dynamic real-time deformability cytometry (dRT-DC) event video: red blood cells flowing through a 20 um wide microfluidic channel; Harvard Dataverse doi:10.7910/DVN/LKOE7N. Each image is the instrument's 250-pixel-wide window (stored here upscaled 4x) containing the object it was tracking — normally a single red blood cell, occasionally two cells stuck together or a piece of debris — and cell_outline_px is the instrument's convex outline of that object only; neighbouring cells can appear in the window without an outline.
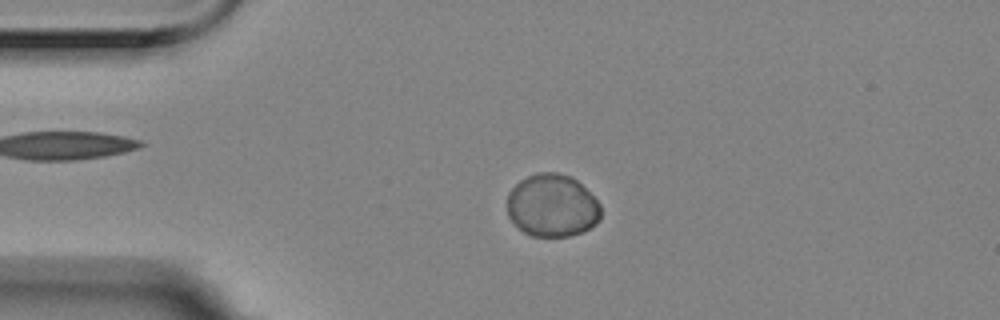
{"species": "Egyptian fruit bat (a non-hibernating species)", "species_latin": "Rousettus aegyptiacus", "temperature_condition": "room temperature", "stored_images_in_passage": 57, "camera_frame_rate_fps": 3000, "um_per_image_px": 0.085, "animal": {"sex": "female"}, "frame": {"image": 1, "passage_image": 13, "time_ms": 4.0, "image_size_px": [1000, 320], "cell_outline_px": [[600, 220], [596, 224], [580, 232], [568, 236], [532, 236], [524, 232], [508, 216], [508, 192], [520, 180], [528, 176], [540, 172], [556, 172], [568, 176], [576, 180], [600, 204]], "centroid_in_image_um": [46.92, 17.47], "position_along_channel_um": 38.1, "area_um2": 33.81}}
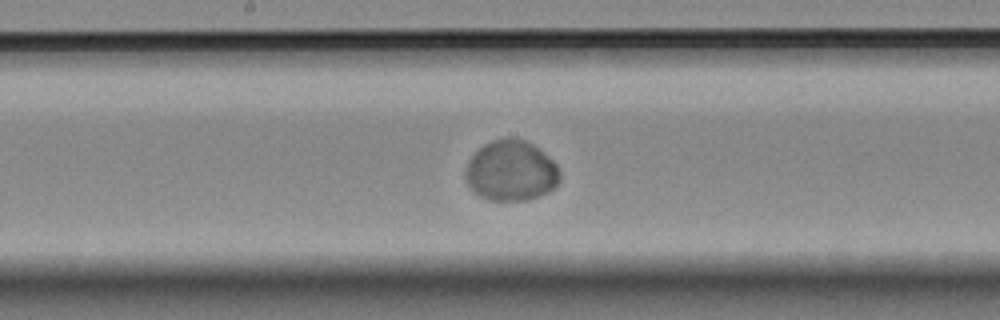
{"frame": {"image": 2, "passage_image": 30, "time_ms": 9.667, "image_size_px": [1000, 320], "cell_outline_px": [[560, 180], [556, 188], [540, 196], [528, 200], [492, 200], [480, 196], [472, 192], [464, 176], [468, 160], [484, 144], [492, 140], [524, 140], [532, 144], [548, 156], [556, 164], [560, 172]], "centroid_in_image_um": [43.45, 14.56], "position_along_channel_um": 204.8, "area_um2": 33.06}}
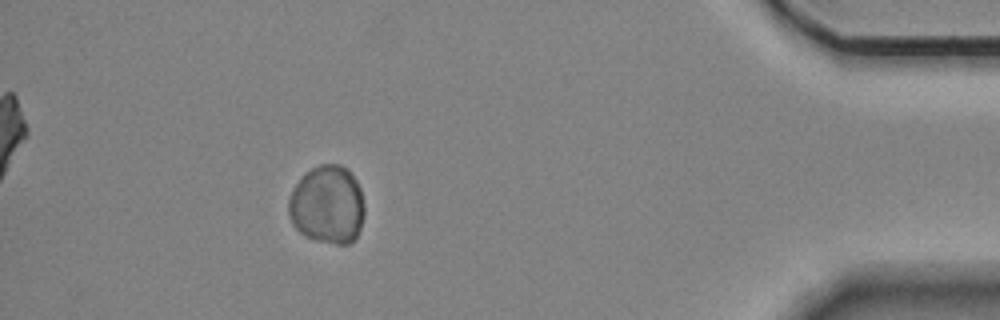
{"frame": {"image": 3, "passage_image": 52, "time_ms": 17.0, "image_size_px": [1000, 320], "cell_outline_px": [[364, 216], [360, 228], [356, 236], [348, 244], [336, 244], [316, 240], [300, 232], [292, 224], [288, 212], [288, 200], [296, 184], [304, 172], [320, 164], [340, 164], [356, 180], [360, 188], [364, 204]], "centroid_in_image_um": [27.82, 17.4], "position_along_channel_um": 407.4, "area_um2": 34.51}}